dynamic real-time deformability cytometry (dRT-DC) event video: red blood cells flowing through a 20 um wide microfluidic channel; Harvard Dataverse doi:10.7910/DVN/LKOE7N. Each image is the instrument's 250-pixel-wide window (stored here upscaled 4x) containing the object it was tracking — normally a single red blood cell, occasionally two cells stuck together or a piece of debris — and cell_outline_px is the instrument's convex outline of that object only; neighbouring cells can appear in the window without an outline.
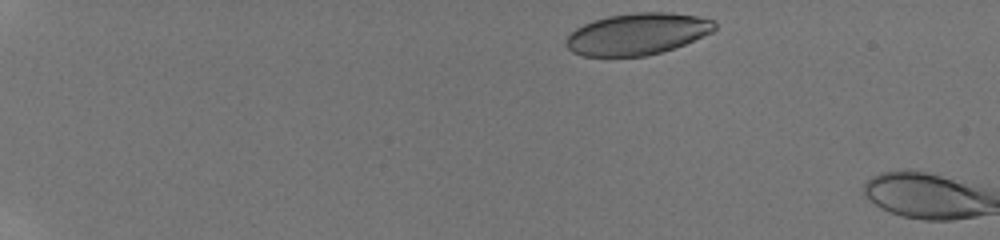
{"species": "human", "species_latin": "Homo sapiens", "temperature_condition": "room temperature", "stored_images_in_passage": 3, "camera_frame_rate_fps": 3000, "um_per_image_px": 0.085, "donor": {"sex": "male"}, "frame": {"image": 1, "passage_image": 1, "time_ms": 0.0, "image_size_px": [1000, 240], "cell_outline_px": [[716, 28], [712, 32], [684, 44], [648, 56], [584, 56], [572, 52], [564, 44], [564, 40], [576, 28], [592, 20], [608, 16], [636, 12], [672, 12], [696, 16], [716, 20]], "centroid_in_image_um": [54.16, 2.88], "position_along_channel_um": 30.8, "area_um2": 36.13}}